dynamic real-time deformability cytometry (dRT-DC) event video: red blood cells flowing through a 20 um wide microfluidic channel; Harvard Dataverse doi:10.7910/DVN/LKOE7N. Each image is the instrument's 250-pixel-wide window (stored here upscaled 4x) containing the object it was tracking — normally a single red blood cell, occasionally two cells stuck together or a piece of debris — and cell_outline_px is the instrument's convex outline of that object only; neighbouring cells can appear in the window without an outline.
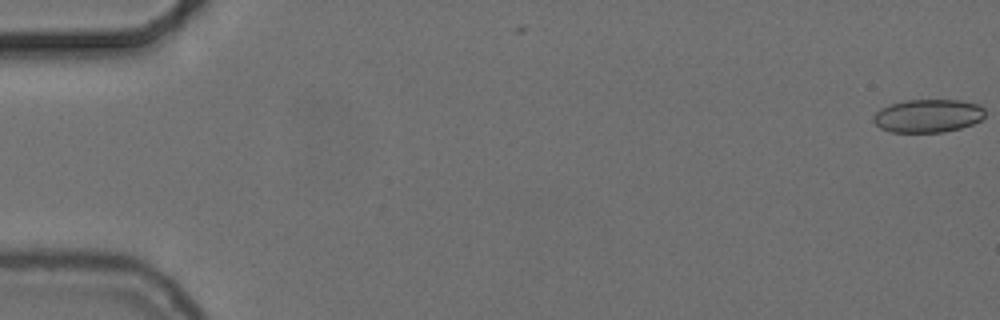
{"species": "common noctule bat (a hibernating species)", "species_latin": "Nyctalus noctula", "temperature_condition": "cold", "stored_images_in_passage": 2, "camera_frame_rate_fps": 3000, "um_per_image_px": 0.085, "animal": {"sex": "female", "body_mass_g": 24.6, "forearm_length_mm": 56.2}, "frame": {"image": 1, "passage_image": 2, "time_ms": 0.333, "image_size_px": [1000, 320], "cell_outline_px": [[984, 116], [980, 120], [972, 124], [960, 128], [944, 132], [892, 132], [880, 128], [872, 120], [872, 116], [880, 108], [892, 104], [908, 100], [960, 100], [980, 104], [984, 108]], "centroid_in_image_um": [78.88, 9.84], "position_along_channel_um": 6.1, "area_um2": 21.62}}